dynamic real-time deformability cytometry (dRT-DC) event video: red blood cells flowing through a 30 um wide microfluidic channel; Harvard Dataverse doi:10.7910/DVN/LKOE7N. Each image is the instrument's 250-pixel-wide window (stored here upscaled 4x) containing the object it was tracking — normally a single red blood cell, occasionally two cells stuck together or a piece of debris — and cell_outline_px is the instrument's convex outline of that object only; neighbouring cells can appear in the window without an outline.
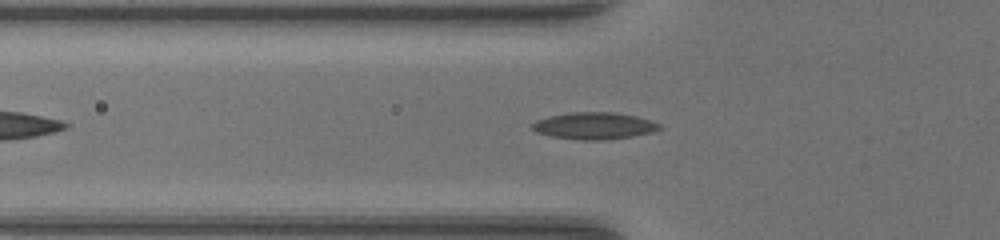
{"species": "common noctule bat (a hibernating species)", "species_latin": "Nyctalus noctula", "temperature_condition": "warm", "stored_images_in_passage": 36, "camera_frame_rate_fps": 3000, "um_per_image_px": 0.085, "animal": {"sex": "female", "body_mass_g": 17.0, "forearm_length_mm": 48.0}, "frame": {"image": 1, "passage_image": 8, "time_ms": 2.333, "image_size_px": [1000, 240], "cell_outline_px": [[664, 128], [652, 132], [632, 136], [604, 140], [580, 140], [548, 136], [536, 132], [532, 128], [532, 124], [536, 120], [548, 116], [572, 112], [616, 112], [636, 116], [652, 120], [664, 124]], "centroid_in_image_um": [50.55, 10.69], "position_along_channel_um": 75.2, "area_um2": 20.29}}
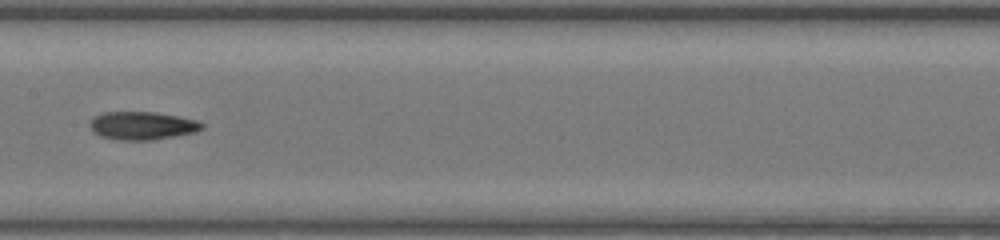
{"frame": {"image": 2, "passage_image": 16, "time_ms": 5.0, "image_size_px": [1000, 240], "cell_outline_px": [[204, 128], [196, 132], [176, 136], [152, 140], [120, 140], [100, 136], [88, 124], [92, 116], [104, 112], [156, 112], [180, 116], [200, 120], [204, 124]], "centroid_in_image_um": [12.14, 10.67], "position_along_channel_um": 195.3, "area_um2": 18.61}}
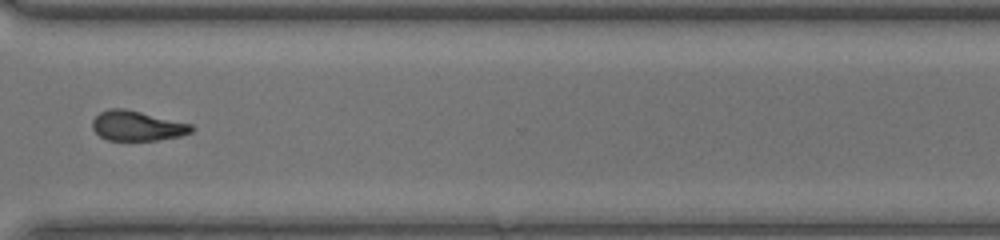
{"frame": {"image": 3, "passage_image": 27, "time_ms": 8.667, "image_size_px": [1000, 240], "cell_outline_px": [[196, 128], [192, 132], [180, 136], [156, 140], [108, 140], [100, 136], [92, 128], [92, 120], [100, 112], [108, 108], [124, 108], [192, 124]], "centroid_in_image_um": [11.66, 10.69], "position_along_channel_um": 358.9, "area_um2": 17.28}}